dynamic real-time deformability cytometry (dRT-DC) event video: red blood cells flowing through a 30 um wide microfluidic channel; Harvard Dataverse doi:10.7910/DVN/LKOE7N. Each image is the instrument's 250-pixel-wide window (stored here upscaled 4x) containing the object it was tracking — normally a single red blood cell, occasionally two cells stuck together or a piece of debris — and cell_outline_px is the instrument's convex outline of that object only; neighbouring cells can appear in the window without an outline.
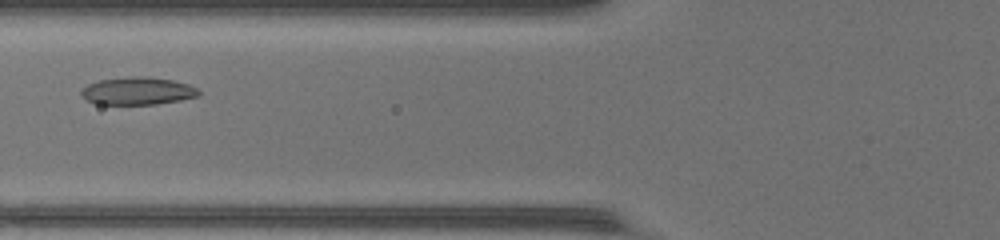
{"species": "common noctule bat (a hibernating species)", "species_latin": "Nyctalus noctula", "temperature_condition": "warm", "stored_images_in_passage": 29, "camera_frame_rate_fps": 3000, "um_per_image_px": 0.085, "animal": {"sex": "female", "body_mass_g": 17.0, "forearm_length_mm": 48.0}, "frame": {"image": 1, "passage_image": 9, "time_ms": 2.667, "image_size_px": [1000, 240], "cell_outline_px": [[200, 96], [180, 100], [156, 104], [96, 104], [80, 96], [80, 92], [88, 84], [100, 80], [132, 76], [148, 76], [172, 80], [188, 84], [196, 88], [200, 92]], "centroid_in_image_um": [11.7, 7.73], "position_along_channel_um": 114.1, "area_um2": 18.9}}
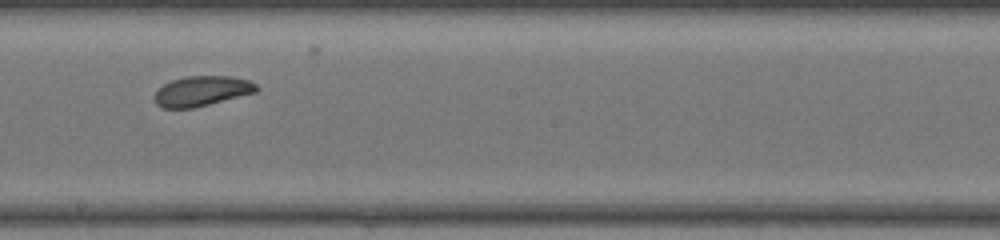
{"frame": {"image": 2, "passage_image": 17, "time_ms": 5.333, "image_size_px": [1000, 240], "cell_outline_px": [[260, 88], [256, 92], [192, 108], [164, 108], [156, 104], [152, 96], [164, 84], [172, 80], [184, 76], [232, 76], [248, 80], [256, 84]], "centroid_in_image_um": [17.14, 7.73], "position_along_channel_um": 231.1, "area_um2": 17.8}}
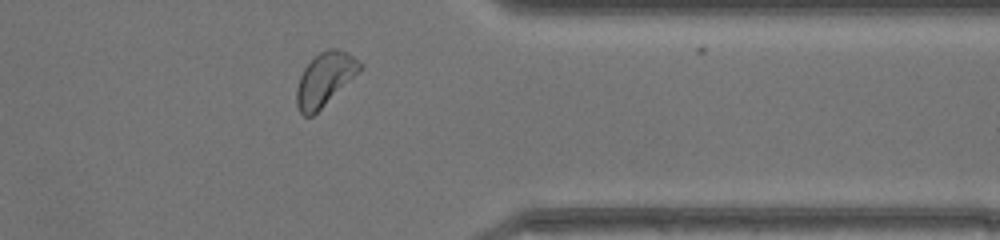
{"frame": {"image": 3, "passage_image": 28, "time_ms": 9.0, "image_size_px": [1000, 240], "cell_outline_px": [[364, 68], [360, 72], [312, 116], [304, 116], [300, 112], [296, 104], [296, 88], [300, 76], [304, 68], [320, 52], [328, 48], [336, 48], [348, 52], [364, 64]], "centroid_in_image_um": [27.64, 6.71], "position_along_channel_um": 383.8, "area_um2": 19.65}}